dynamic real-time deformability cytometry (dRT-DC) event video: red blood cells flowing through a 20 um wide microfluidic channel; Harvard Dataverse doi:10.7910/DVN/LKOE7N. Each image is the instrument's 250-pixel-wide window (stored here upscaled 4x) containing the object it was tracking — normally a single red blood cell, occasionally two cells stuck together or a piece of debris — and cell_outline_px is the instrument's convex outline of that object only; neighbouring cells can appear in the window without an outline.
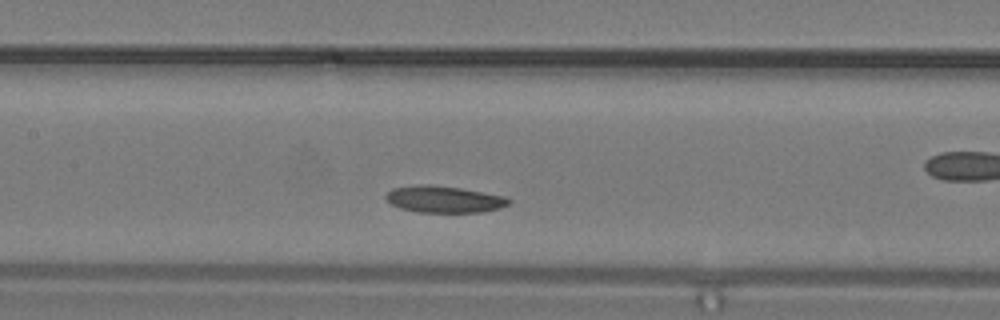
{"species": "common noctule bat (a hibernating species)", "species_latin": "Nyctalus noctula", "temperature_condition": "warm", "stored_images_in_passage": 8, "camera_frame_rate_fps": 3000, "um_per_image_px": 0.085, "animal": {"sex": "male", "body_mass_g": 19.2, "forearm_length_mm": 51.8}, "frame": {"image": 1, "passage_image": 5, "time_ms": 1.333, "image_size_px": [1000, 320], "cell_outline_px": [[512, 200], [508, 204], [500, 208], [480, 212], [420, 212], [400, 208], [392, 204], [384, 196], [392, 188], [420, 184], [460, 188], [504, 196]], "centroid_in_image_um": [37.74, 16.94], "position_along_channel_um": 169.7, "area_um2": 18.84}}
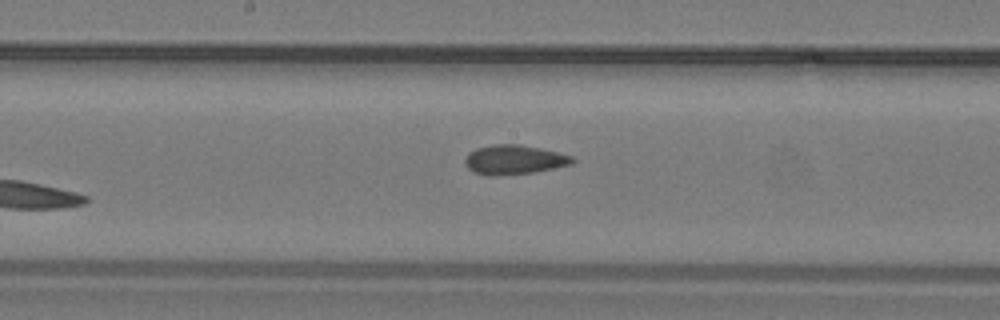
{"frame": {"image": 2, "passage_image": 8, "time_ms": 2.333, "image_size_px": [1000, 320], "cell_outline_px": [[576, 160], [572, 164], [532, 172], [496, 176], [488, 176], [472, 172], [468, 168], [464, 160], [468, 152], [476, 148], [492, 144], [516, 144], [556, 152], [572, 156]], "centroid_in_image_um": [43.64, 13.58], "position_along_channel_um": 204.6, "area_um2": 18.26}}